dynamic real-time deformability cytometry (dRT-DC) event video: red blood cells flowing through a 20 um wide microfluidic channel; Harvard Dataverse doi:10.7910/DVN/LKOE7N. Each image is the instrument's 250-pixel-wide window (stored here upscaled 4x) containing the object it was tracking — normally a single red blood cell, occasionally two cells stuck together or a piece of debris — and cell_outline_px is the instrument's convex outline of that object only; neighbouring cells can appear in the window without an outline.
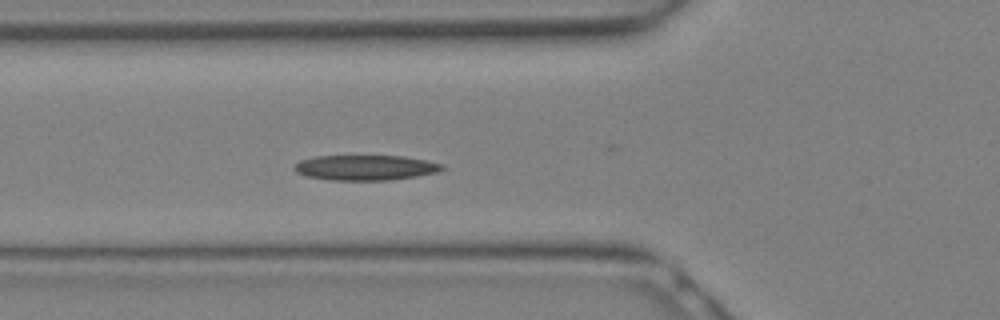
{"species": "Egyptian fruit bat (a non-hibernating species)", "species_latin": "Rousettus aegyptiacus", "temperature_condition": "warm", "stored_images_in_passage": 23, "camera_frame_rate_fps": 3000, "um_per_image_px": 0.085, "animal": {"sex": "female"}, "frame": {"image": 1, "passage_image": 8, "time_ms": 2.333, "image_size_px": [1000, 320], "cell_outline_px": [[444, 168], [440, 172], [416, 176], [388, 180], [332, 180], [308, 176], [296, 172], [292, 168], [300, 160], [316, 156], [404, 156], [444, 164]], "centroid_in_image_um": [31.08, 14.24], "position_along_channel_um": 94.7, "area_um2": 21.62}}
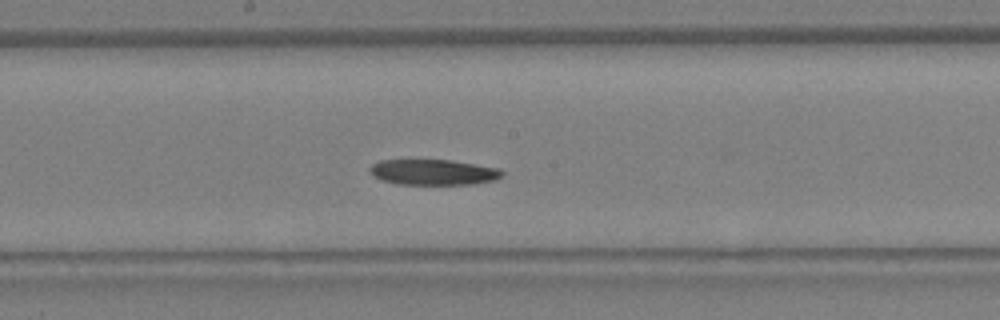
{"frame": {"image": 2, "passage_image": 13, "time_ms": 4.0, "image_size_px": [1000, 320], "cell_outline_px": [[504, 172], [496, 180], [472, 184], [396, 184], [380, 180], [368, 168], [372, 164], [380, 160], [452, 160], [500, 168]], "centroid_in_image_um": [36.85, 14.63], "position_along_channel_um": 211.3, "area_um2": 19.71}}
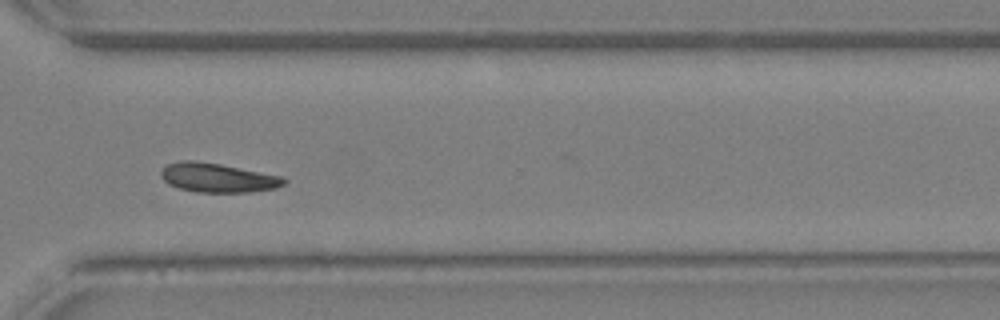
{"frame": {"image": 3, "passage_image": 19, "time_ms": 6.0, "image_size_px": [1000, 320], "cell_outline_px": [[288, 180], [284, 184], [276, 188], [248, 192], [196, 192], [180, 188], [168, 184], [160, 176], [160, 172], [168, 164], [180, 160], [192, 160], [220, 164], [284, 176]], "centroid_in_image_um": [18.53, 15.1], "position_along_channel_um": 352.1, "area_um2": 20.92}}